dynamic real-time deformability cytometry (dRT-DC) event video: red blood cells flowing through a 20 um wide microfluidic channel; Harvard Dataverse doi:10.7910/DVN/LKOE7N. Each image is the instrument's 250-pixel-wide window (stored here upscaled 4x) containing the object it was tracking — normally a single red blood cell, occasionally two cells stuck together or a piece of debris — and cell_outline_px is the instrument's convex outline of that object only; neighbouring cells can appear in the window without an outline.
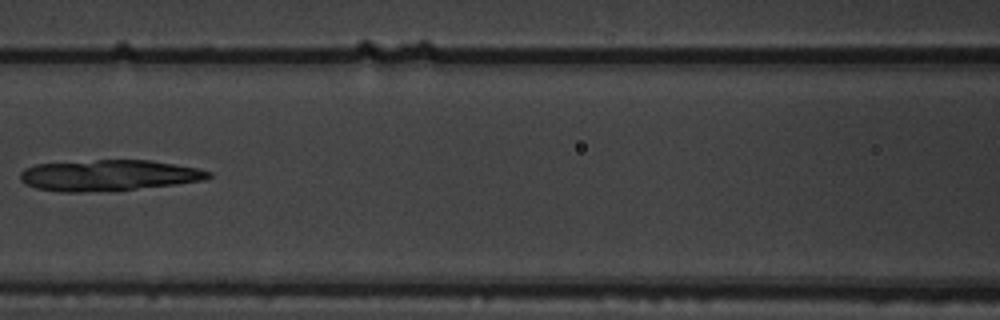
{"species": "common noctule bat (a hibernating species)", "species_latin": "Nyctalus noctula", "temperature_condition": "warm", "stored_images_in_passage": 4, "camera_frame_rate_fps": 3000, "um_per_image_px": 0.085, "animal": {"sex": "male", "body_mass_g": 19.5, "forearm_length_mm": 54.6}, "frame": {"image": 1, "passage_image": 4, "time_ms": 1.0, "image_size_px": [1000, 320], "cell_outline_px": [[212, 176], [204, 180], [176, 184], [136, 188], [80, 192], [60, 192], [36, 188], [20, 180], [20, 172], [24, 168], [36, 164], [96, 160], [148, 160], [196, 168], [212, 172]], "centroid_in_image_um": [9.2, 14.89], "position_along_channel_um": 157.4, "area_um2": 33.52}}